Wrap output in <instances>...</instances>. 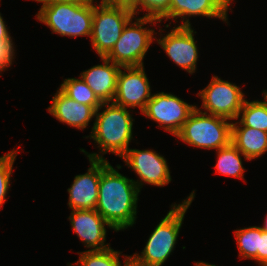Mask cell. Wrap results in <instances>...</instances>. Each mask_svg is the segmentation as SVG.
<instances>
[{
  "label": "cell",
  "mask_w": 267,
  "mask_h": 266,
  "mask_svg": "<svg viewBox=\"0 0 267 266\" xmlns=\"http://www.w3.org/2000/svg\"><path fill=\"white\" fill-rule=\"evenodd\" d=\"M32 1H37L39 3H42V5H47L54 2H81L87 0H32Z\"/></svg>",
  "instance_id": "obj_30"
},
{
  "label": "cell",
  "mask_w": 267,
  "mask_h": 266,
  "mask_svg": "<svg viewBox=\"0 0 267 266\" xmlns=\"http://www.w3.org/2000/svg\"><path fill=\"white\" fill-rule=\"evenodd\" d=\"M263 99L248 101L245 99L238 120L247 127L267 132V91H262Z\"/></svg>",
  "instance_id": "obj_21"
},
{
  "label": "cell",
  "mask_w": 267,
  "mask_h": 266,
  "mask_svg": "<svg viewBox=\"0 0 267 266\" xmlns=\"http://www.w3.org/2000/svg\"><path fill=\"white\" fill-rule=\"evenodd\" d=\"M194 266H216L215 264H210V263H207V262H203V261H200V262H195L194 261Z\"/></svg>",
  "instance_id": "obj_31"
},
{
  "label": "cell",
  "mask_w": 267,
  "mask_h": 266,
  "mask_svg": "<svg viewBox=\"0 0 267 266\" xmlns=\"http://www.w3.org/2000/svg\"><path fill=\"white\" fill-rule=\"evenodd\" d=\"M59 89L69 98L97 110L102 102L94 94L93 90L80 78H66L61 83Z\"/></svg>",
  "instance_id": "obj_22"
},
{
  "label": "cell",
  "mask_w": 267,
  "mask_h": 266,
  "mask_svg": "<svg viewBox=\"0 0 267 266\" xmlns=\"http://www.w3.org/2000/svg\"><path fill=\"white\" fill-rule=\"evenodd\" d=\"M139 189L111 164L101 173L95 210L115 232L134 226L137 219Z\"/></svg>",
  "instance_id": "obj_1"
},
{
  "label": "cell",
  "mask_w": 267,
  "mask_h": 266,
  "mask_svg": "<svg viewBox=\"0 0 267 266\" xmlns=\"http://www.w3.org/2000/svg\"><path fill=\"white\" fill-rule=\"evenodd\" d=\"M234 0H170L169 11L161 19L165 22L172 20L178 23L181 19L180 25L175 26H192L189 18L191 17H206L217 18L228 25V11L229 6Z\"/></svg>",
  "instance_id": "obj_13"
},
{
  "label": "cell",
  "mask_w": 267,
  "mask_h": 266,
  "mask_svg": "<svg viewBox=\"0 0 267 266\" xmlns=\"http://www.w3.org/2000/svg\"><path fill=\"white\" fill-rule=\"evenodd\" d=\"M236 120L231 125V143L250 161L262 157L267 152V132Z\"/></svg>",
  "instance_id": "obj_18"
},
{
  "label": "cell",
  "mask_w": 267,
  "mask_h": 266,
  "mask_svg": "<svg viewBox=\"0 0 267 266\" xmlns=\"http://www.w3.org/2000/svg\"><path fill=\"white\" fill-rule=\"evenodd\" d=\"M4 20L5 19H3L2 13L0 12V41H13Z\"/></svg>",
  "instance_id": "obj_29"
},
{
  "label": "cell",
  "mask_w": 267,
  "mask_h": 266,
  "mask_svg": "<svg viewBox=\"0 0 267 266\" xmlns=\"http://www.w3.org/2000/svg\"><path fill=\"white\" fill-rule=\"evenodd\" d=\"M134 16L130 7L93 5L90 41L99 57H105L112 50L124 27Z\"/></svg>",
  "instance_id": "obj_7"
},
{
  "label": "cell",
  "mask_w": 267,
  "mask_h": 266,
  "mask_svg": "<svg viewBox=\"0 0 267 266\" xmlns=\"http://www.w3.org/2000/svg\"><path fill=\"white\" fill-rule=\"evenodd\" d=\"M98 64L80 73L79 77L93 90L102 103L113 102L116 93L117 76L121 66L106 57H100Z\"/></svg>",
  "instance_id": "obj_17"
},
{
  "label": "cell",
  "mask_w": 267,
  "mask_h": 266,
  "mask_svg": "<svg viewBox=\"0 0 267 266\" xmlns=\"http://www.w3.org/2000/svg\"><path fill=\"white\" fill-rule=\"evenodd\" d=\"M169 6L170 0H133L130 4L135 16L143 10L146 11L143 17H151L159 21L167 14Z\"/></svg>",
  "instance_id": "obj_25"
},
{
  "label": "cell",
  "mask_w": 267,
  "mask_h": 266,
  "mask_svg": "<svg viewBox=\"0 0 267 266\" xmlns=\"http://www.w3.org/2000/svg\"><path fill=\"white\" fill-rule=\"evenodd\" d=\"M89 1L96 6H109V7H130L131 4L129 0H100L99 4L97 0H89Z\"/></svg>",
  "instance_id": "obj_28"
},
{
  "label": "cell",
  "mask_w": 267,
  "mask_h": 266,
  "mask_svg": "<svg viewBox=\"0 0 267 266\" xmlns=\"http://www.w3.org/2000/svg\"><path fill=\"white\" fill-rule=\"evenodd\" d=\"M257 264L259 266H267V232H264L262 229H261V236H259Z\"/></svg>",
  "instance_id": "obj_27"
},
{
  "label": "cell",
  "mask_w": 267,
  "mask_h": 266,
  "mask_svg": "<svg viewBox=\"0 0 267 266\" xmlns=\"http://www.w3.org/2000/svg\"><path fill=\"white\" fill-rule=\"evenodd\" d=\"M202 99L200 111L220 116L231 121L238 118L246 99L240 86L213 75L208 85L197 93ZM203 108V109H202Z\"/></svg>",
  "instance_id": "obj_8"
},
{
  "label": "cell",
  "mask_w": 267,
  "mask_h": 266,
  "mask_svg": "<svg viewBox=\"0 0 267 266\" xmlns=\"http://www.w3.org/2000/svg\"><path fill=\"white\" fill-rule=\"evenodd\" d=\"M163 28L159 27V36L156 42L165 51L166 55L182 70L190 75L196 72L199 51L195 41L194 27L174 26L170 32L164 34Z\"/></svg>",
  "instance_id": "obj_11"
},
{
  "label": "cell",
  "mask_w": 267,
  "mask_h": 266,
  "mask_svg": "<svg viewBox=\"0 0 267 266\" xmlns=\"http://www.w3.org/2000/svg\"><path fill=\"white\" fill-rule=\"evenodd\" d=\"M51 102V105L47 108L48 113L59 122L78 130H85L90 121L95 118L96 110L92 106L69 98L59 88Z\"/></svg>",
  "instance_id": "obj_16"
},
{
  "label": "cell",
  "mask_w": 267,
  "mask_h": 266,
  "mask_svg": "<svg viewBox=\"0 0 267 266\" xmlns=\"http://www.w3.org/2000/svg\"><path fill=\"white\" fill-rule=\"evenodd\" d=\"M121 159L138 176L139 179L133 181L140 192L145 184L164 187L172 181L166 158L153 149L129 148Z\"/></svg>",
  "instance_id": "obj_10"
},
{
  "label": "cell",
  "mask_w": 267,
  "mask_h": 266,
  "mask_svg": "<svg viewBox=\"0 0 267 266\" xmlns=\"http://www.w3.org/2000/svg\"><path fill=\"white\" fill-rule=\"evenodd\" d=\"M123 251L114 250L111 247L104 250H86L77 252L79 259L68 266H131V255H122ZM123 256L124 264L120 256Z\"/></svg>",
  "instance_id": "obj_20"
},
{
  "label": "cell",
  "mask_w": 267,
  "mask_h": 266,
  "mask_svg": "<svg viewBox=\"0 0 267 266\" xmlns=\"http://www.w3.org/2000/svg\"><path fill=\"white\" fill-rule=\"evenodd\" d=\"M232 121L195 108L175 136L193 148L218 150L231 142Z\"/></svg>",
  "instance_id": "obj_6"
},
{
  "label": "cell",
  "mask_w": 267,
  "mask_h": 266,
  "mask_svg": "<svg viewBox=\"0 0 267 266\" xmlns=\"http://www.w3.org/2000/svg\"><path fill=\"white\" fill-rule=\"evenodd\" d=\"M36 19L60 36L91 37L93 4L81 2H54L41 5Z\"/></svg>",
  "instance_id": "obj_4"
},
{
  "label": "cell",
  "mask_w": 267,
  "mask_h": 266,
  "mask_svg": "<svg viewBox=\"0 0 267 266\" xmlns=\"http://www.w3.org/2000/svg\"><path fill=\"white\" fill-rule=\"evenodd\" d=\"M19 152V149L14 148L0 157V209L6 203V194L10 191L13 165Z\"/></svg>",
  "instance_id": "obj_24"
},
{
  "label": "cell",
  "mask_w": 267,
  "mask_h": 266,
  "mask_svg": "<svg viewBox=\"0 0 267 266\" xmlns=\"http://www.w3.org/2000/svg\"><path fill=\"white\" fill-rule=\"evenodd\" d=\"M103 111H102V110ZM101 110V112H100ZM127 108L115 105L113 102L102 103L95 111V121L89 137L99 149L98 153H89L79 148L88 159L106 160L103 155L112 153L122 157L129 149L133 139V114Z\"/></svg>",
  "instance_id": "obj_2"
},
{
  "label": "cell",
  "mask_w": 267,
  "mask_h": 266,
  "mask_svg": "<svg viewBox=\"0 0 267 266\" xmlns=\"http://www.w3.org/2000/svg\"><path fill=\"white\" fill-rule=\"evenodd\" d=\"M217 154V162L214 165L215 174H220L227 177L243 179L245 167H243L242 156L245 160L250 161L246 158L231 142L221 149L215 151Z\"/></svg>",
  "instance_id": "obj_19"
},
{
  "label": "cell",
  "mask_w": 267,
  "mask_h": 266,
  "mask_svg": "<svg viewBox=\"0 0 267 266\" xmlns=\"http://www.w3.org/2000/svg\"><path fill=\"white\" fill-rule=\"evenodd\" d=\"M152 92L149 78L143 66L121 67L117 76L115 105L130 109L137 108L142 113Z\"/></svg>",
  "instance_id": "obj_12"
},
{
  "label": "cell",
  "mask_w": 267,
  "mask_h": 266,
  "mask_svg": "<svg viewBox=\"0 0 267 266\" xmlns=\"http://www.w3.org/2000/svg\"><path fill=\"white\" fill-rule=\"evenodd\" d=\"M196 105L185 102L173 93L152 94L145 110L141 113L156 122L158 127L176 136Z\"/></svg>",
  "instance_id": "obj_9"
},
{
  "label": "cell",
  "mask_w": 267,
  "mask_h": 266,
  "mask_svg": "<svg viewBox=\"0 0 267 266\" xmlns=\"http://www.w3.org/2000/svg\"><path fill=\"white\" fill-rule=\"evenodd\" d=\"M260 228H261L264 232H267V214H266L265 219H264V224H262V226H260Z\"/></svg>",
  "instance_id": "obj_32"
},
{
  "label": "cell",
  "mask_w": 267,
  "mask_h": 266,
  "mask_svg": "<svg viewBox=\"0 0 267 266\" xmlns=\"http://www.w3.org/2000/svg\"><path fill=\"white\" fill-rule=\"evenodd\" d=\"M159 20L151 17L134 16L124 27L112 50L105 56L121 67L143 66L150 45L156 40L155 28ZM150 24V28L146 27Z\"/></svg>",
  "instance_id": "obj_5"
},
{
  "label": "cell",
  "mask_w": 267,
  "mask_h": 266,
  "mask_svg": "<svg viewBox=\"0 0 267 266\" xmlns=\"http://www.w3.org/2000/svg\"><path fill=\"white\" fill-rule=\"evenodd\" d=\"M234 236L239 250V257L254 260L257 263V251L259 249L260 226H249L234 230Z\"/></svg>",
  "instance_id": "obj_23"
},
{
  "label": "cell",
  "mask_w": 267,
  "mask_h": 266,
  "mask_svg": "<svg viewBox=\"0 0 267 266\" xmlns=\"http://www.w3.org/2000/svg\"><path fill=\"white\" fill-rule=\"evenodd\" d=\"M195 190L179 204H171L164 218L154 228L141 253L131 255V266H162L172 255L187 209L195 198Z\"/></svg>",
  "instance_id": "obj_3"
},
{
  "label": "cell",
  "mask_w": 267,
  "mask_h": 266,
  "mask_svg": "<svg viewBox=\"0 0 267 266\" xmlns=\"http://www.w3.org/2000/svg\"><path fill=\"white\" fill-rule=\"evenodd\" d=\"M14 41H0V76L10 68L15 59V46Z\"/></svg>",
  "instance_id": "obj_26"
},
{
  "label": "cell",
  "mask_w": 267,
  "mask_h": 266,
  "mask_svg": "<svg viewBox=\"0 0 267 266\" xmlns=\"http://www.w3.org/2000/svg\"><path fill=\"white\" fill-rule=\"evenodd\" d=\"M73 232L90 251L110 248L107 228L114 230L95 209L72 210L68 217Z\"/></svg>",
  "instance_id": "obj_15"
},
{
  "label": "cell",
  "mask_w": 267,
  "mask_h": 266,
  "mask_svg": "<svg viewBox=\"0 0 267 266\" xmlns=\"http://www.w3.org/2000/svg\"><path fill=\"white\" fill-rule=\"evenodd\" d=\"M90 167L84 174L74 177L69 194L68 206L71 210L95 209L98 201V189L101 173L110 165L106 160L88 159Z\"/></svg>",
  "instance_id": "obj_14"
}]
</instances>
